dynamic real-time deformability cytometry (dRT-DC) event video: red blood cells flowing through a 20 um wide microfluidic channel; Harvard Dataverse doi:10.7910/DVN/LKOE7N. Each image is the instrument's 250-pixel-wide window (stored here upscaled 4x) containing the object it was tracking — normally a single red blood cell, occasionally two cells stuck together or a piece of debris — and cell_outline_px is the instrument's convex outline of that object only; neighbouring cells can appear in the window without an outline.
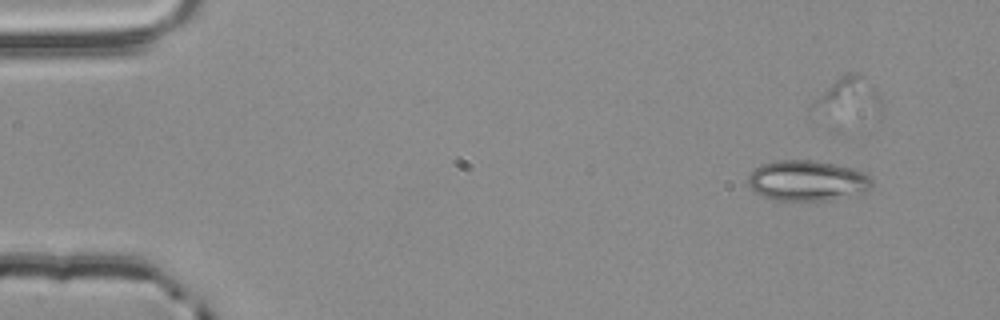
{"species": "common noctule bat (a hibernating species)", "species_latin": "Nyctalus noctula", "temperature_condition": "room temperature", "stored_images_in_passage": 5, "segment_of_instrument_passage": [1, 2], "camera_frame_rate_fps": 3000, "um_per_image_px": 0.085, "animal": {"sex": "male", "body_mass_g": 20.4}, "frame": {"image": 1, "passage_image": 2, "time_ms": 0.333, "image_size_px": [1000, 320], "cell_outline_px": [[872, 184], [868, 188], [832, 200], [772, 200], [752, 192], [748, 184], [748, 176], [760, 164], [776, 160], [812, 160], [852, 168], [864, 172], [872, 176]], "centroid_in_image_um": [68.53, 15.34], "position_along_channel_um": 16.5, "area_um2": 29.02}}